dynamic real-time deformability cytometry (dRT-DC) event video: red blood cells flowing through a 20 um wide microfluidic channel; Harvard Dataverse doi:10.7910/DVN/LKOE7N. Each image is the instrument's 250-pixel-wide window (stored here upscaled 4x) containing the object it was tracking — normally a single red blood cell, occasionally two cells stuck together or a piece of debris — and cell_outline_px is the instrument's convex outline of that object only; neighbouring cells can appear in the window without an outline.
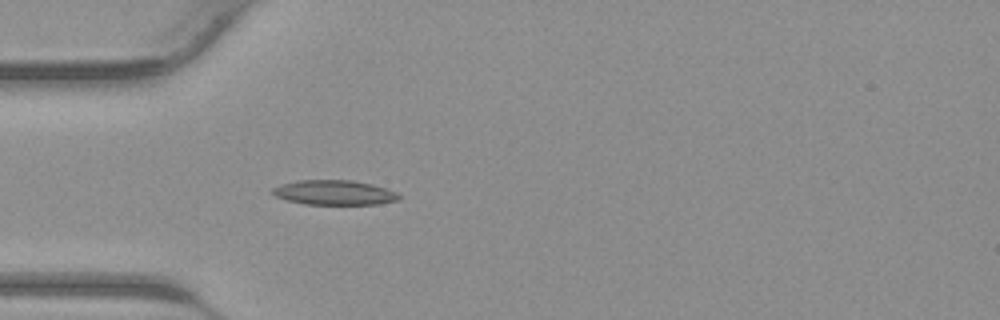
{"species": "common noctule bat (a hibernating species)", "species_latin": "Nyctalus noctula", "temperature_condition": "warm", "stored_images_in_passage": 33, "camera_frame_rate_fps": 3000, "um_per_image_px": 0.085, "animal": {"sex": "male", "body_mass_g": 23.1, "forearm_length_mm": 52.7}, "frame": {"image": 1, "passage_image": 4, "time_ms": 1.0, "image_size_px": [1000, 320], "cell_outline_px": [[400, 200], [380, 204], [304, 204], [288, 200], [276, 196], [272, 192], [272, 188], [280, 184], [296, 180], [352, 180], [372, 184], [396, 192], [400, 196]], "centroid_in_image_um": [28.42, 16.36], "position_along_channel_um": 56.6, "area_um2": 18.21}}
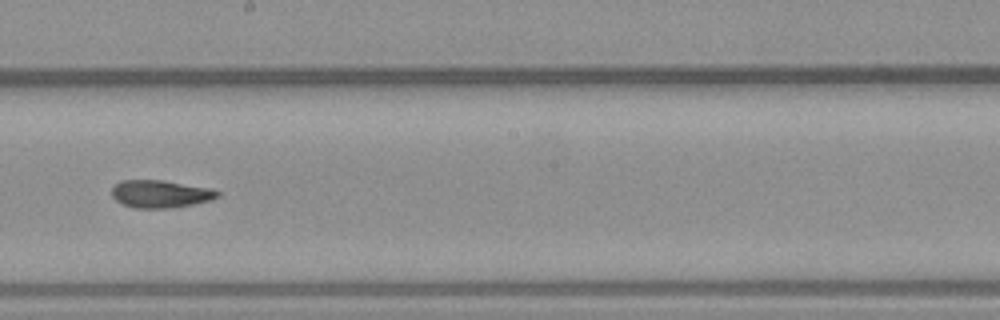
{"frame": {"image": 2, "passage_image": 15, "time_ms": 4.667, "image_size_px": [1000, 320], "cell_outline_px": [[220, 196], [212, 200], [172, 208], [136, 208], [124, 204], [116, 200], [112, 196], [112, 188], [120, 180], [164, 180], [212, 188], [220, 192]], "centroid_in_image_um": [13.67, 16.47], "position_along_channel_um": 234.5, "area_um2": 17.11}}
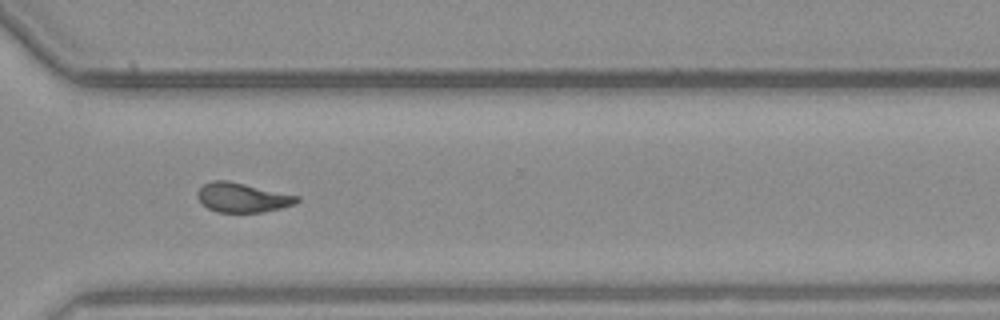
{"frame": {"image": 3, "passage_image": 22, "time_ms": 7.0, "image_size_px": [1000, 320], "cell_outline_px": [[300, 200], [296, 204], [264, 212], [216, 212], [208, 208], [196, 196], [196, 192], [204, 184], [212, 180], [228, 180], [300, 196]], "centroid_in_image_um": [20.62, 16.79], "position_along_channel_um": 350.0, "area_um2": 17.11}}